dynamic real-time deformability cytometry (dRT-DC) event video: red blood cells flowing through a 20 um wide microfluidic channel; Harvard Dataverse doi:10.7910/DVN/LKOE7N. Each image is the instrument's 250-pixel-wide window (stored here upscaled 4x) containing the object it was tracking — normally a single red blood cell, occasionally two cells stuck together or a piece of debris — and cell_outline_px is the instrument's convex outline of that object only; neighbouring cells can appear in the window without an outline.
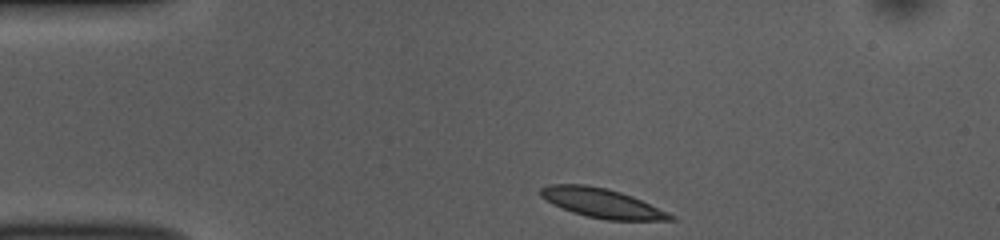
{"species": "common noctule bat (a hibernating species)", "species_latin": "Nyctalus noctula", "temperature_condition": "room temperature", "stored_images_in_passage": 37, "camera_frame_rate_fps": 3000, "um_per_image_px": 0.085, "animal": {"sex": "female", "body_mass_g": 10.0, "forearm_length_mm": 53.1}, "frame": {"image": 1, "passage_image": 1, "time_ms": 0.0, "image_size_px": [1000, 240], "cell_outline_px": [[676, 220], [604, 220], [572, 212], [552, 204], [540, 196], [540, 188], [548, 184], [584, 184], [608, 188], [632, 196], [668, 212], [676, 216]], "centroid_in_image_um": [51.15, 17.26], "position_along_channel_um": 33.8, "area_um2": 22.2}}
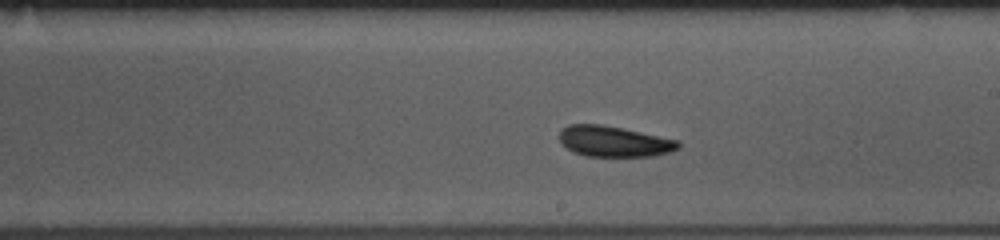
{"frame": {"image": 2, "passage_image": 21, "time_ms": 6.667, "image_size_px": [1000, 240], "cell_outline_px": [[680, 148], [672, 152], [652, 156], [584, 156], [572, 152], [560, 140], [560, 132], [568, 124], [600, 124], [680, 140]], "centroid_in_image_um": [52.23, 12.03], "position_along_channel_um": 236.8, "area_um2": 21.21}}
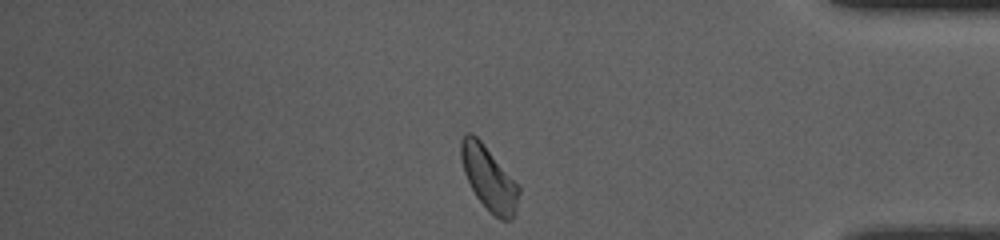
{"frame": {"image": 3, "passage_image": 36, "time_ms": 11.667, "image_size_px": [1000, 240], "cell_outline_px": [[520, 192], [516, 212], [512, 220], [500, 220], [476, 196], [464, 172], [460, 156], [460, 140], [464, 132], [472, 132], [480, 140], [520, 188]], "centroid_in_image_um": [41.54, 15.14], "position_along_channel_um": 393.7, "area_um2": 21.1}, "authors_computed_cell_mechanics": {"area_um2": 21.5016, "velocity_mm_per_s": 3.6713, "shape_relaxation_time_tau1_ms": 1.3507, "shape_relaxation_time_tau2_ms": 6.8375, "deformation_change_tau1": 0.0997, "deformation_change_tau2": 0.1345}}